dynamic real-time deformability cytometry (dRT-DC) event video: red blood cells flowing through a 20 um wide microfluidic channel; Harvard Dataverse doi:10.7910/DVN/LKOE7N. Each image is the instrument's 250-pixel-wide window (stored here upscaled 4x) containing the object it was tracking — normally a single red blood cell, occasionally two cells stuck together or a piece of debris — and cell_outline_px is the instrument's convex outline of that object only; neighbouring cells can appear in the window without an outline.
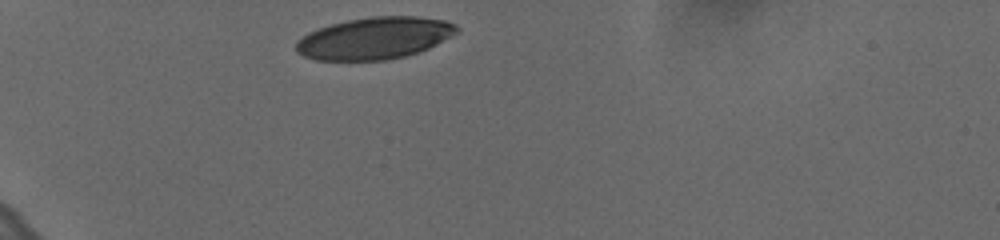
{"species": "human", "species_latin": "Homo sapiens", "temperature_condition": "cold", "stored_images_in_passage": 21, "camera_frame_rate_fps": 3000, "um_per_image_px": 0.085, "donor": {"sex": "female"}, "frame": {"image": 1, "passage_image": 1, "time_ms": 0.0, "image_size_px": [1000, 240], "cell_outline_px": [[460, 32], [428, 48], [404, 56], [388, 60], [316, 60], [304, 56], [296, 52], [296, 40], [308, 32], [332, 24], [348, 20], [372, 16], [416, 16], [444, 20], [456, 24], [460, 28]], "centroid_in_image_um": [31.85, 3.24], "position_along_channel_um": 53.1, "area_um2": 39.3}}
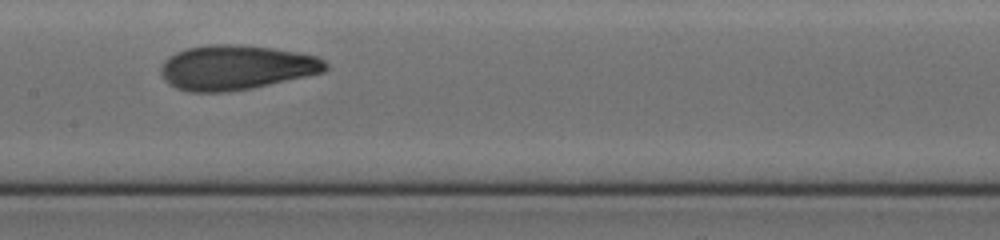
{"frame": {"image": 2, "passage_image": 10, "time_ms": 3.0, "image_size_px": [1000, 240], "cell_outline_px": [[328, 68], [324, 72], [268, 84], [248, 88], [224, 92], [188, 92], [176, 88], [160, 76], [160, 68], [164, 60], [168, 56], [176, 52], [188, 48], [208, 44], [236, 44], [272, 48], [296, 52], [316, 56], [324, 60], [328, 64]], "centroid_in_image_um": [20.03, 5.72], "position_along_channel_um": 187.4, "area_um2": 42.71}}
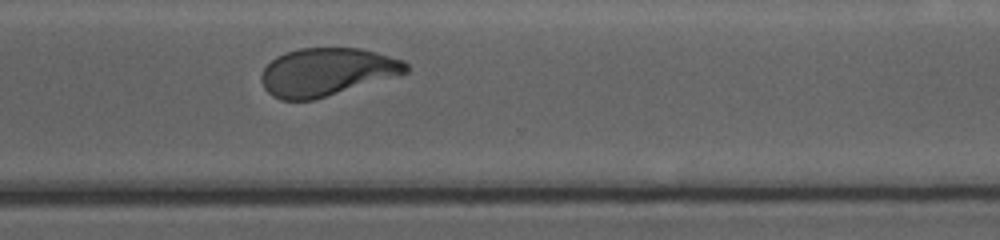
{"frame": {"image": 3, "passage_image": 21, "time_ms": 6.667, "image_size_px": [1000, 240], "cell_outline_px": [[408, 72], [400, 76], [312, 100], [280, 100], [272, 96], [264, 88], [260, 80], [260, 76], [264, 68], [276, 56], [284, 52], [300, 48], [360, 48], [376, 52], [404, 60], [408, 64]], "centroid_in_image_um": [27.79, 6.12], "position_along_channel_um": 342.8, "area_um2": 40.69}}